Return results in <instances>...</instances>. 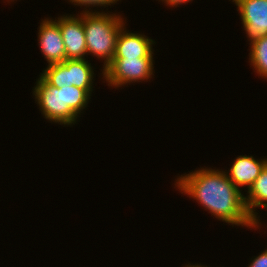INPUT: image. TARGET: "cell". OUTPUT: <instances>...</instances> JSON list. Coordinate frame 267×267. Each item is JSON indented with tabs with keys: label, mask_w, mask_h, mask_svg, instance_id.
<instances>
[{
	"label": "cell",
	"mask_w": 267,
	"mask_h": 267,
	"mask_svg": "<svg viewBox=\"0 0 267 267\" xmlns=\"http://www.w3.org/2000/svg\"><path fill=\"white\" fill-rule=\"evenodd\" d=\"M248 44L250 67L257 76L267 80V35L253 39Z\"/></svg>",
	"instance_id": "obj_12"
},
{
	"label": "cell",
	"mask_w": 267,
	"mask_h": 267,
	"mask_svg": "<svg viewBox=\"0 0 267 267\" xmlns=\"http://www.w3.org/2000/svg\"><path fill=\"white\" fill-rule=\"evenodd\" d=\"M32 95L43 117L50 123L72 126L91 101V95L74 85L57 88L49 85L41 76L36 79Z\"/></svg>",
	"instance_id": "obj_2"
},
{
	"label": "cell",
	"mask_w": 267,
	"mask_h": 267,
	"mask_svg": "<svg viewBox=\"0 0 267 267\" xmlns=\"http://www.w3.org/2000/svg\"><path fill=\"white\" fill-rule=\"evenodd\" d=\"M158 1L162 3L164 2L163 4L165 6L176 8L179 7L180 5L188 4L193 0H158Z\"/></svg>",
	"instance_id": "obj_15"
},
{
	"label": "cell",
	"mask_w": 267,
	"mask_h": 267,
	"mask_svg": "<svg viewBox=\"0 0 267 267\" xmlns=\"http://www.w3.org/2000/svg\"><path fill=\"white\" fill-rule=\"evenodd\" d=\"M83 12V27L87 54L102 61L103 70L112 62L116 52V40L127 18L112 11ZM104 61V62H103ZM102 72V73H101Z\"/></svg>",
	"instance_id": "obj_3"
},
{
	"label": "cell",
	"mask_w": 267,
	"mask_h": 267,
	"mask_svg": "<svg viewBox=\"0 0 267 267\" xmlns=\"http://www.w3.org/2000/svg\"><path fill=\"white\" fill-rule=\"evenodd\" d=\"M246 196H244V203L246 210L252 220L256 223V230L262 228L259 213L256 212L257 208L267 210V164L262 169L260 175L256 178L253 185L249 188Z\"/></svg>",
	"instance_id": "obj_11"
},
{
	"label": "cell",
	"mask_w": 267,
	"mask_h": 267,
	"mask_svg": "<svg viewBox=\"0 0 267 267\" xmlns=\"http://www.w3.org/2000/svg\"><path fill=\"white\" fill-rule=\"evenodd\" d=\"M94 69L88 59H65L62 63L47 65L39 76L49 85L57 88L74 85L92 96L93 78L96 77Z\"/></svg>",
	"instance_id": "obj_4"
},
{
	"label": "cell",
	"mask_w": 267,
	"mask_h": 267,
	"mask_svg": "<svg viewBox=\"0 0 267 267\" xmlns=\"http://www.w3.org/2000/svg\"><path fill=\"white\" fill-rule=\"evenodd\" d=\"M155 42L144 33L130 32L125 25L118 34L114 58L154 57Z\"/></svg>",
	"instance_id": "obj_9"
},
{
	"label": "cell",
	"mask_w": 267,
	"mask_h": 267,
	"mask_svg": "<svg viewBox=\"0 0 267 267\" xmlns=\"http://www.w3.org/2000/svg\"><path fill=\"white\" fill-rule=\"evenodd\" d=\"M154 62L153 57L113 58L103 70L102 82L115 89L131 83L148 82L155 76Z\"/></svg>",
	"instance_id": "obj_5"
},
{
	"label": "cell",
	"mask_w": 267,
	"mask_h": 267,
	"mask_svg": "<svg viewBox=\"0 0 267 267\" xmlns=\"http://www.w3.org/2000/svg\"><path fill=\"white\" fill-rule=\"evenodd\" d=\"M247 40L267 35V0H233Z\"/></svg>",
	"instance_id": "obj_7"
},
{
	"label": "cell",
	"mask_w": 267,
	"mask_h": 267,
	"mask_svg": "<svg viewBox=\"0 0 267 267\" xmlns=\"http://www.w3.org/2000/svg\"><path fill=\"white\" fill-rule=\"evenodd\" d=\"M67 1V0H66ZM121 0H68L69 3H71L72 5L76 6H80V8L84 9L81 12H97V10H93L92 7H97L98 8H106V10H108V7L112 5H116L119 4L117 2H119ZM116 3V4H115ZM92 10H91V8Z\"/></svg>",
	"instance_id": "obj_13"
},
{
	"label": "cell",
	"mask_w": 267,
	"mask_h": 267,
	"mask_svg": "<svg viewBox=\"0 0 267 267\" xmlns=\"http://www.w3.org/2000/svg\"><path fill=\"white\" fill-rule=\"evenodd\" d=\"M2 1H3V0H2ZM5 1L11 4V2H15V1H17V0H5Z\"/></svg>",
	"instance_id": "obj_17"
},
{
	"label": "cell",
	"mask_w": 267,
	"mask_h": 267,
	"mask_svg": "<svg viewBox=\"0 0 267 267\" xmlns=\"http://www.w3.org/2000/svg\"><path fill=\"white\" fill-rule=\"evenodd\" d=\"M181 267H210V265L209 266H207V265H203V264H201V263H195V264H193V263H189L188 262V264L186 265H183V266H181Z\"/></svg>",
	"instance_id": "obj_16"
},
{
	"label": "cell",
	"mask_w": 267,
	"mask_h": 267,
	"mask_svg": "<svg viewBox=\"0 0 267 267\" xmlns=\"http://www.w3.org/2000/svg\"><path fill=\"white\" fill-rule=\"evenodd\" d=\"M80 13V15H79ZM59 24L65 45L66 59H86L87 46L83 27V12L76 14H63L55 17Z\"/></svg>",
	"instance_id": "obj_6"
},
{
	"label": "cell",
	"mask_w": 267,
	"mask_h": 267,
	"mask_svg": "<svg viewBox=\"0 0 267 267\" xmlns=\"http://www.w3.org/2000/svg\"><path fill=\"white\" fill-rule=\"evenodd\" d=\"M233 160L231 167L224 171L240 191H243L242 187L248 191L267 164V158L256 159L252 155L245 154L239 155Z\"/></svg>",
	"instance_id": "obj_10"
},
{
	"label": "cell",
	"mask_w": 267,
	"mask_h": 267,
	"mask_svg": "<svg viewBox=\"0 0 267 267\" xmlns=\"http://www.w3.org/2000/svg\"><path fill=\"white\" fill-rule=\"evenodd\" d=\"M40 22L37 40L41 54L48 65L62 63L66 53L59 24L51 17H44Z\"/></svg>",
	"instance_id": "obj_8"
},
{
	"label": "cell",
	"mask_w": 267,
	"mask_h": 267,
	"mask_svg": "<svg viewBox=\"0 0 267 267\" xmlns=\"http://www.w3.org/2000/svg\"><path fill=\"white\" fill-rule=\"evenodd\" d=\"M247 267H267V248L258 256L250 258V262Z\"/></svg>",
	"instance_id": "obj_14"
},
{
	"label": "cell",
	"mask_w": 267,
	"mask_h": 267,
	"mask_svg": "<svg viewBox=\"0 0 267 267\" xmlns=\"http://www.w3.org/2000/svg\"><path fill=\"white\" fill-rule=\"evenodd\" d=\"M174 180V188L179 193L196 200L218 221L256 231V223L246 210L244 192L230 181L223 169L204 166L179 174Z\"/></svg>",
	"instance_id": "obj_1"
}]
</instances>
